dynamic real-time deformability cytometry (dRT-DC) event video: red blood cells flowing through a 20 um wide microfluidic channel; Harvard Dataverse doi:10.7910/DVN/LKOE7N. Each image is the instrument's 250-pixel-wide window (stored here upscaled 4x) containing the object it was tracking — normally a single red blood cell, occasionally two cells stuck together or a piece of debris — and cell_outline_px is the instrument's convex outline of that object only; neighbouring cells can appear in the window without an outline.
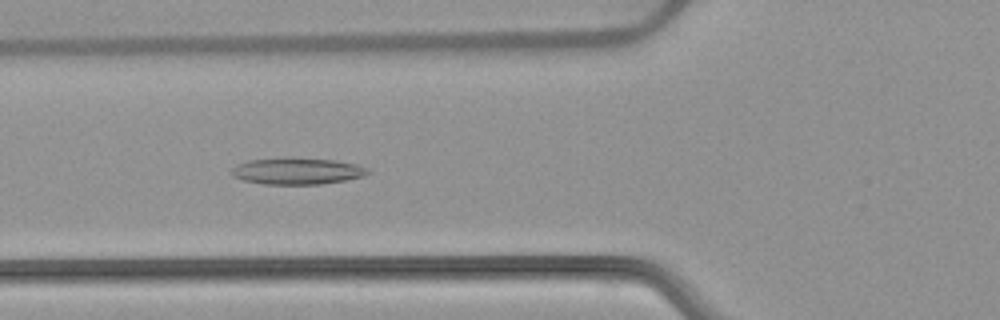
{"species": "common noctule bat (a hibernating species)", "species_latin": "Nyctalus noctula", "temperature_condition": "warm", "stored_images_in_passage": 52, "camera_frame_rate_fps": 3000, "um_per_image_px": 0.085, "animal": {"sex": "female", "body_mass_g": 22.7, "forearm_length_mm": 54.2}, "frame": {"image": 1, "passage_image": 19, "time_ms": 6.0, "image_size_px": [1000, 320], "cell_outline_px": [[372, 172], [364, 176], [348, 180], [320, 184], [264, 184], [244, 180], [232, 176], [232, 168], [236, 164], [248, 160], [336, 160], [356, 164], [368, 168]], "centroid_in_image_um": [25.31, 14.58], "position_along_channel_um": 100.5, "area_um2": 20.35}}
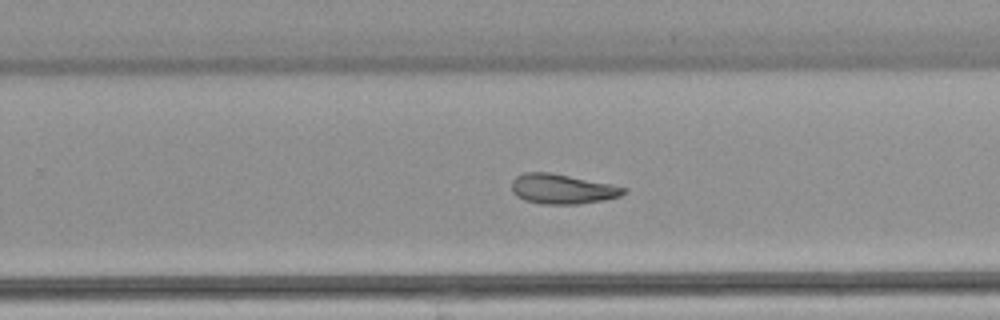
{"frame": {"image": 2, "passage_image": 33, "time_ms": 10.667, "image_size_px": [1000, 320], "cell_outline_px": [[628, 192], [620, 196], [604, 200], [580, 204], [540, 204], [524, 200], [516, 196], [512, 192], [512, 180], [516, 176], [524, 172], [548, 172], [628, 188]], "centroid_in_image_um": [47.77, 16.08], "position_along_channel_um": 282.0, "area_um2": 19.42}}
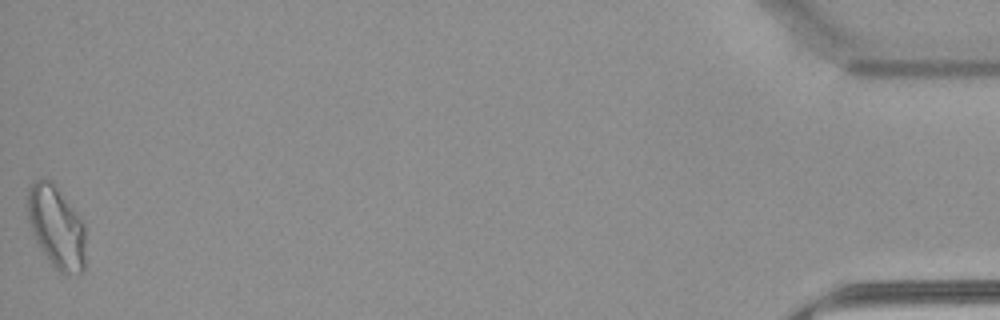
{"frame": {"image": 3, "passage_image": 52, "time_ms": 17.0, "image_size_px": [1000, 320], "cell_outline_px": [[84, 268], [80, 272], [60, 272], [48, 260], [40, 248], [28, 224], [28, 188], [36, 180], [52, 180], [80, 220], [84, 228]], "centroid_in_image_um": [4.75, 19.29], "position_along_channel_um": 430.4, "area_um2": 26.93}, "authors_computed_cell_mechanics": {"area_um2": 21.6461, "velocity_mm_per_s": 3.8905, "shape_relaxation_time_tau1_ms": null, "shape_relaxation_time_tau2_ms": 2.896, "deformation_change_tau1": null, "deformation_change_tau2": 0.1002}}